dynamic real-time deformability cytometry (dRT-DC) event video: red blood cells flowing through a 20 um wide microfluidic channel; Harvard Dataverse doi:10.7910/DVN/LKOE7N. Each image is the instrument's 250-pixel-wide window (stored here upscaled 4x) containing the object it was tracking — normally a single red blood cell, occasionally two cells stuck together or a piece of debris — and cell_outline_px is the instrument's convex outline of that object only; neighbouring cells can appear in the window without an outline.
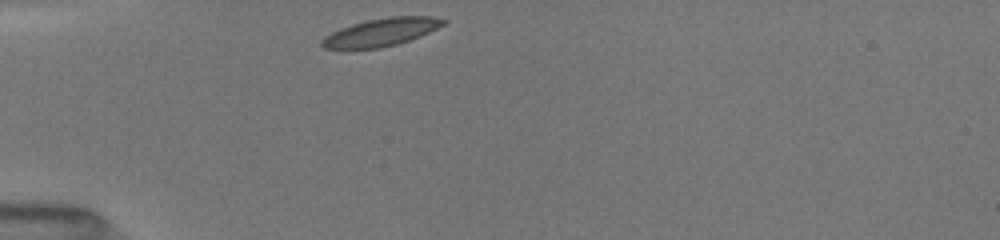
{"species": "common noctule bat (a hibernating species)", "species_latin": "Nyctalus noctula", "temperature_condition": "room temperature", "stored_images_in_passage": 31, "camera_frame_rate_fps": 3000, "um_per_image_px": 0.085, "animal": {"sex": "female", "body_mass_g": 19.5, "forearm_length_mm": 54.1}, "frame": {"image": 1, "passage_image": 1, "time_ms": 0.0, "image_size_px": [1000, 240], "cell_outline_px": [[448, 20], [444, 24], [420, 36], [396, 44], [380, 48], [324, 48], [320, 44], [320, 40], [324, 36], [332, 32], [352, 24], [368, 20], [388, 16], [432, 16]], "centroid_in_image_um": [32.4, 2.72], "position_along_channel_um": 52.6, "area_um2": 19.42}}
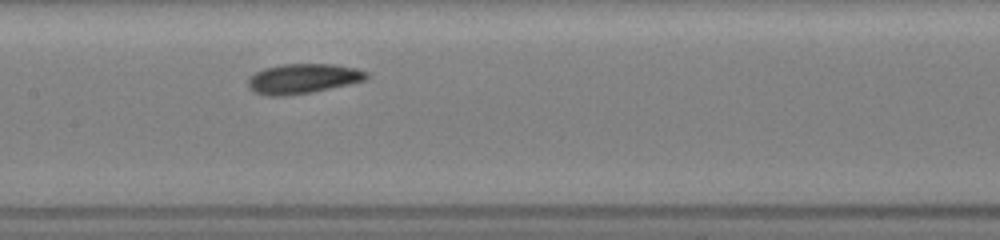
{"frame": {"image": 2, "passage_image": 12, "time_ms": 3.667, "image_size_px": [1000, 240], "cell_outline_px": [[368, 76], [364, 80], [348, 84], [312, 92], [284, 96], [268, 96], [256, 92], [248, 88], [248, 76], [264, 68], [284, 64], [336, 64], [356, 68], [368, 72]], "centroid_in_image_um": [25.72, 6.68], "position_along_channel_um": 181.7, "area_um2": 20.58}}
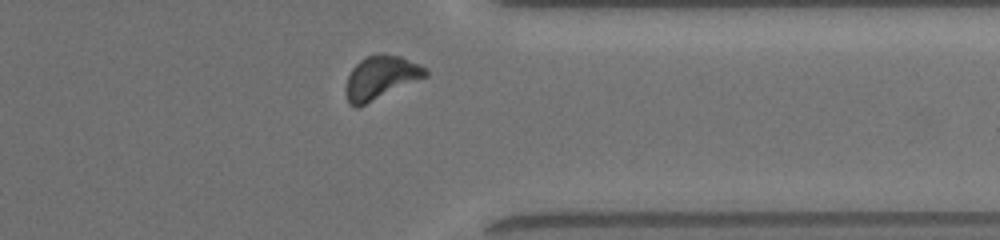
{"frame": {"image": 3, "passage_image": 27, "time_ms": 8.667, "image_size_px": [1000, 240], "cell_outline_px": [[428, 76], [356, 108], [348, 104], [344, 92], [344, 88], [348, 76], [352, 68], [360, 60], [368, 56], [384, 52], [400, 56], [420, 64], [428, 68]], "centroid_in_image_um": [32.35, 6.58], "position_along_channel_um": 379.0, "area_um2": 20.35}, "authors_computed_cell_mechanics": {"area_um2": 19.941, "velocity_mm_per_s": 4.0053, "shape_relaxation_time_tau1_ms": 2.5274, "shape_relaxation_time_tau2_ms": null, "deformation_change_tau1": 0.0941, "deformation_change_tau2": null}}